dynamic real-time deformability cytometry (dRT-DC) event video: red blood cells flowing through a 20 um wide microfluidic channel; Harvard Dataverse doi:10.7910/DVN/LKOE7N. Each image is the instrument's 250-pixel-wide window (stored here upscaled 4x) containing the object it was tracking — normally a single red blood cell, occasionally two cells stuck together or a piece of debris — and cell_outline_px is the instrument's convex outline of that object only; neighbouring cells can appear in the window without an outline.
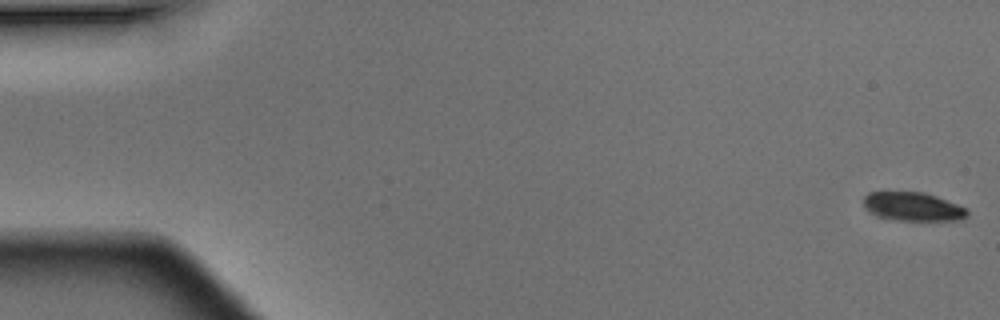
{"species": "Egyptian fruit bat (a non-hibernating species)", "species_latin": "Rousettus aegyptiacus", "temperature_condition": "warm", "stored_images_in_passage": 4, "camera_frame_rate_fps": 3000, "um_per_image_px": 0.085, "animal": {"sex": "male"}, "frame": {"image": 1, "passage_image": 1, "time_ms": 0.0, "image_size_px": [1000, 320], "cell_outline_px": [[968, 216], [964, 220], [900, 220], [876, 216], [864, 204], [864, 196], [868, 192], [924, 192], [936, 196], [968, 208]], "centroid_in_image_um": [77.66, 17.56], "position_along_channel_um": 7.3, "area_um2": 17.22}}